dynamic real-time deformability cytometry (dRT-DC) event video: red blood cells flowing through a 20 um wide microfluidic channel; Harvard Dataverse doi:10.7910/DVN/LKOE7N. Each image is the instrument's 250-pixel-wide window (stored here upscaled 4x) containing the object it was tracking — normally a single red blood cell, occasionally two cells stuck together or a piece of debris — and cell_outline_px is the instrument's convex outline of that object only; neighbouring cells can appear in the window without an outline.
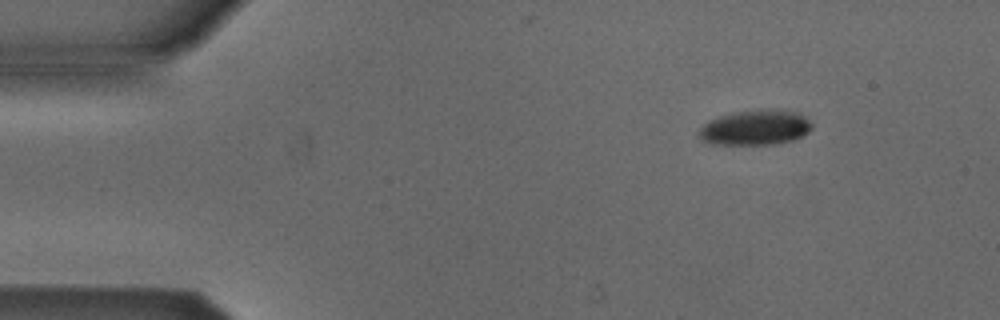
{"species": "Egyptian fruit bat (a non-hibernating species)", "species_latin": "Rousettus aegyptiacus", "temperature_condition": "cold", "stored_images_in_passage": 4, "camera_frame_rate_fps": 3000, "um_per_image_px": 0.085, "animal": {"sex": "male"}, "frame": {"image": 1, "passage_image": 2, "time_ms": 1.333, "image_size_px": [1000, 320], "cell_outline_px": [[812, 128], [808, 132], [792, 140], [772, 144], [712, 144], [696, 136], [696, 132], [708, 120], [720, 116], [736, 112], [760, 108], [764, 108], [800, 112], [812, 124]], "centroid_in_image_um": [64.18, 10.82], "position_along_channel_um": 20.8, "area_um2": 23.24}}
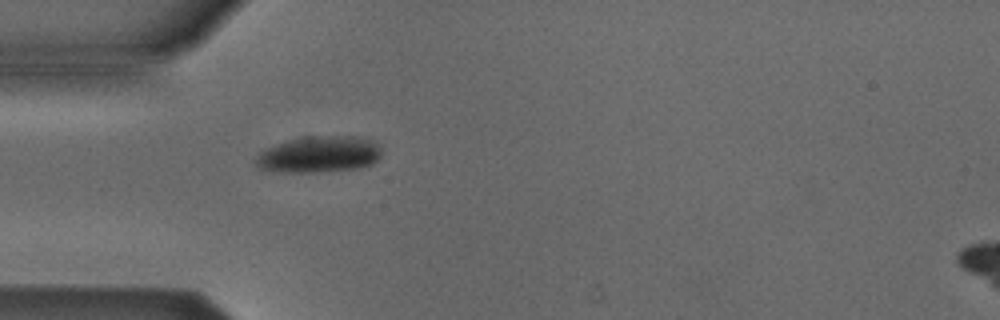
{"frame": {"image": 2, "passage_image": 4, "time_ms": 4.333, "image_size_px": [1000, 320], "cell_outline_px": [[380, 156], [372, 164], [356, 168], [328, 172], [272, 172], [260, 168], [252, 160], [264, 148], [272, 144], [304, 136], [360, 136], [372, 140], [380, 144]], "centroid_in_image_um": [27.08, 13.12], "position_along_channel_um": 57.9, "area_um2": 27.28}}